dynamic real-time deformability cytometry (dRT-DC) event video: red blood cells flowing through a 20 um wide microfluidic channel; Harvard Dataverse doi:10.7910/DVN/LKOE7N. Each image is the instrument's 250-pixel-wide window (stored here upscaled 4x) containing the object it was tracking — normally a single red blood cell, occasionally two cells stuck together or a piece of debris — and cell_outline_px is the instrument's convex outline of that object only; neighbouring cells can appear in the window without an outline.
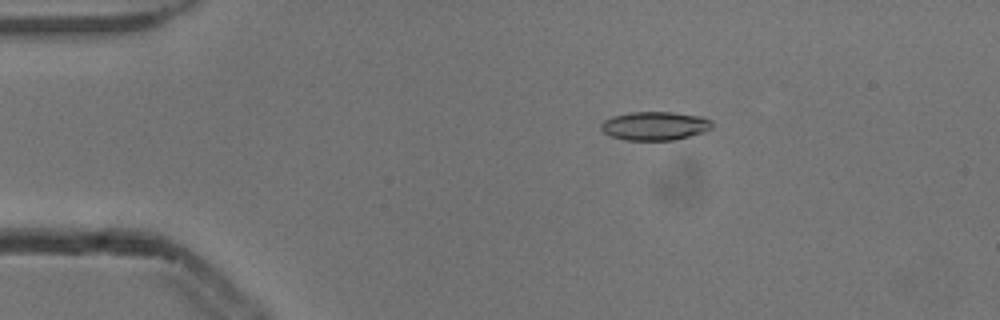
{"species": "common noctule bat (a hibernating species)", "species_latin": "Nyctalus noctula", "temperature_condition": "cold", "stored_images_in_passage": 6, "camera_frame_rate_fps": 3000, "um_per_image_px": 0.085, "animal": {"sex": "male", "body_mass_g": 13.3}, "frame": {"image": 1, "passage_image": 3, "time_ms": 0.667, "image_size_px": [1000, 320], "cell_outline_px": [[712, 128], [704, 132], [672, 140], [624, 140], [612, 136], [604, 132], [600, 128], [600, 124], [604, 120], [612, 116], [628, 112], [672, 112], [704, 116], [712, 120]], "centroid_in_image_um": [55.67, 10.69], "position_along_channel_um": 29.3, "area_um2": 18.67}}
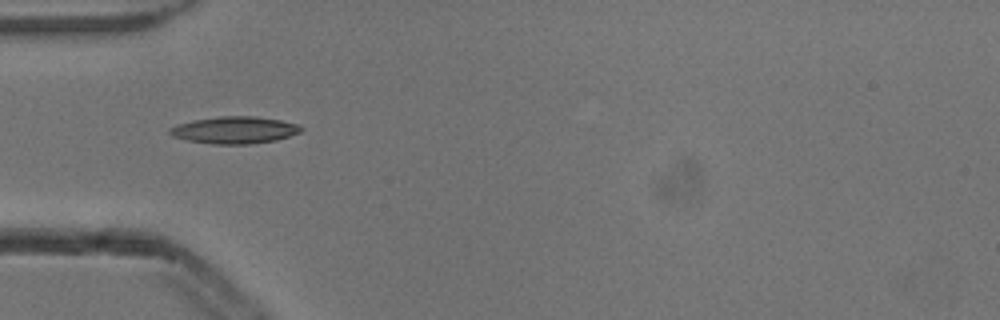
{"frame": {"image": 2, "passage_image": 5, "time_ms": 1.333, "image_size_px": [1000, 320], "cell_outline_px": [[304, 128], [300, 132], [276, 140], [252, 144], [212, 144], [188, 140], [172, 136], [168, 132], [168, 128], [176, 124], [196, 120], [220, 116], [256, 116], [280, 120], [300, 124]], "centroid_in_image_um": [19.95, 11.05], "position_along_channel_um": 65.1, "area_um2": 20.75}}
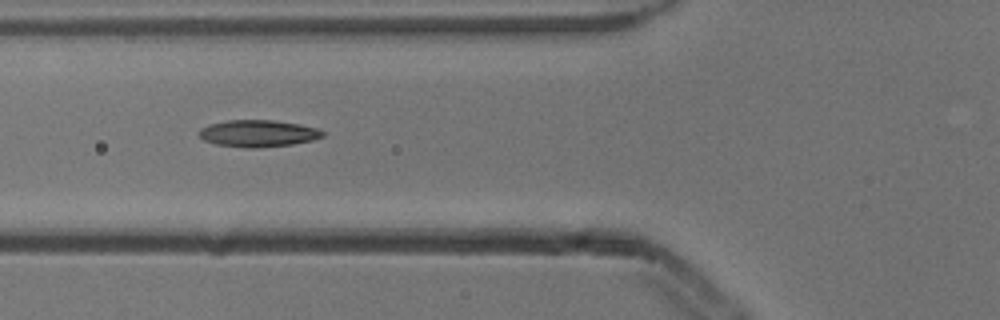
{"frame": {"image": 3, "passage_image": 6, "time_ms": 1.667, "image_size_px": [1000, 320], "cell_outline_px": [[324, 136], [312, 140], [292, 144], [256, 148], [248, 148], [216, 144], [204, 140], [196, 132], [200, 128], [208, 124], [228, 120], [272, 120], [300, 124], [316, 128], [324, 132]], "centroid_in_image_um": [21.9, 11.33], "position_along_channel_um": 103.9, "area_um2": 19.36}}